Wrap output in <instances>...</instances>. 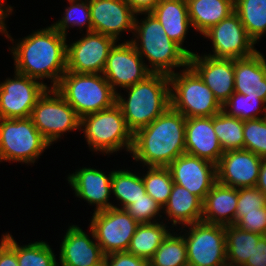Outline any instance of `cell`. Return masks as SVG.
Masks as SVG:
<instances>
[{
    "label": "cell",
    "instance_id": "cell-28",
    "mask_svg": "<svg viewBox=\"0 0 266 266\" xmlns=\"http://www.w3.org/2000/svg\"><path fill=\"white\" fill-rule=\"evenodd\" d=\"M263 235L247 232L236 225H225L226 261L228 266H243Z\"/></svg>",
    "mask_w": 266,
    "mask_h": 266
},
{
    "label": "cell",
    "instance_id": "cell-22",
    "mask_svg": "<svg viewBox=\"0 0 266 266\" xmlns=\"http://www.w3.org/2000/svg\"><path fill=\"white\" fill-rule=\"evenodd\" d=\"M77 225L68 228L61 243V266H97L104 262L105 254L100 245Z\"/></svg>",
    "mask_w": 266,
    "mask_h": 266
},
{
    "label": "cell",
    "instance_id": "cell-7",
    "mask_svg": "<svg viewBox=\"0 0 266 266\" xmlns=\"http://www.w3.org/2000/svg\"><path fill=\"white\" fill-rule=\"evenodd\" d=\"M80 130L84 132L89 147L94 151L109 154L125 147L127 152H131L133 133L128 129L116 103L110 108L80 118Z\"/></svg>",
    "mask_w": 266,
    "mask_h": 266
},
{
    "label": "cell",
    "instance_id": "cell-36",
    "mask_svg": "<svg viewBox=\"0 0 266 266\" xmlns=\"http://www.w3.org/2000/svg\"><path fill=\"white\" fill-rule=\"evenodd\" d=\"M226 107L228 109L230 107V109L228 110ZM222 110L227 115L241 120L263 118L264 116H258V114L259 112L264 113L266 111V102L258 97H251L250 95H242L234 92L222 105Z\"/></svg>",
    "mask_w": 266,
    "mask_h": 266
},
{
    "label": "cell",
    "instance_id": "cell-16",
    "mask_svg": "<svg viewBox=\"0 0 266 266\" xmlns=\"http://www.w3.org/2000/svg\"><path fill=\"white\" fill-rule=\"evenodd\" d=\"M168 168L175 184L186 188L202 200L217 182L214 163L187 153L177 157Z\"/></svg>",
    "mask_w": 266,
    "mask_h": 266
},
{
    "label": "cell",
    "instance_id": "cell-27",
    "mask_svg": "<svg viewBox=\"0 0 266 266\" xmlns=\"http://www.w3.org/2000/svg\"><path fill=\"white\" fill-rule=\"evenodd\" d=\"M191 27L204 34L234 12V0H186Z\"/></svg>",
    "mask_w": 266,
    "mask_h": 266
},
{
    "label": "cell",
    "instance_id": "cell-8",
    "mask_svg": "<svg viewBox=\"0 0 266 266\" xmlns=\"http://www.w3.org/2000/svg\"><path fill=\"white\" fill-rule=\"evenodd\" d=\"M49 146L30 117L0 118V162L35 163Z\"/></svg>",
    "mask_w": 266,
    "mask_h": 266
},
{
    "label": "cell",
    "instance_id": "cell-17",
    "mask_svg": "<svg viewBox=\"0 0 266 266\" xmlns=\"http://www.w3.org/2000/svg\"><path fill=\"white\" fill-rule=\"evenodd\" d=\"M262 160L245 149L226 151L216 164L217 182L237 189L256 187Z\"/></svg>",
    "mask_w": 266,
    "mask_h": 266
},
{
    "label": "cell",
    "instance_id": "cell-14",
    "mask_svg": "<svg viewBox=\"0 0 266 266\" xmlns=\"http://www.w3.org/2000/svg\"><path fill=\"white\" fill-rule=\"evenodd\" d=\"M116 42L110 36L87 32L80 40L67 45V71L102 74L109 52Z\"/></svg>",
    "mask_w": 266,
    "mask_h": 266
},
{
    "label": "cell",
    "instance_id": "cell-12",
    "mask_svg": "<svg viewBox=\"0 0 266 266\" xmlns=\"http://www.w3.org/2000/svg\"><path fill=\"white\" fill-rule=\"evenodd\" d=\"M13 79L0 84V118H28L40 96L47 90L46 83L39 82L15 71Z\"/></svg>",
    "mask_w": 266,
    "mask_h": 266
},
{
    "label": "cell",
    "instance_id": "cell-48",
    "mask_svg": "<svg viewBox=\"0 0 266 266\" xmlns=\"http://www.w3.org/2000/svg\"><path fill=\"white\" fill-rule=\"evenodd\" d=\"M264 117V120H265V122H266V111H265V113H264V115H263Z\"/></svg>",
    "mask_w": 266,
    "mask_h": 266
},
{
    "label": "cell",
    "instance_id": "cell-4",
    "mask_svg": "<svg viewBox=\"0 0 266 266\" xmlns=\"http://www.w3.org/2000/svg\"><path fill=\"white\" fill-rule=\"evenodd\" d=\"M141 23L135 16L133 32L136 39L130 42L139 55L146 57L150 62L149 70L152 73L173 74L174 67H187L189 55L173 40L169 38L158 19L152 13ZM139 23V24H138ZM140 39V40H139ZM136 41H140L139 44Z\"/></svg>",
    "mask_w": 266,
    "mask_h": 266
},
{
    "label": "cell",
    "instance_id": "cell-49",
    "mask_svg": "<svg viewBox=\"0 0 266 266\" xmlns=\"http://www.w3.org/2000/svg\"><path fill=\"white\" fill-rule=\"evenodd\" d=\"M97 266H105V264H104V262H103V263H101V264H99V265H97Z\"/></svg>",
    "mask_w": 266,
    "mask_h": 266
},
{
    "label": "cell",
    "instance_id": "cell-6",
    "mask_svg": "<svg viewBox=\"0 0 266 266\" xmlns=\"http://www.w3.org/2000/svg\"><path fill=\"white\" fill-rule=\"evenodd\" d=\"M169 82L170 107L186 118L211 117L222 110L213 92L189 65L181 73L170 74Z\"/></svg>",
    "mask_w": 266,
    "mask_h": 266
},
{
    "label": "cell",
    "instance_id": "cell-45",
    "mask_svg": "<svg viewBox=\"0 0 266 266\" xmlns=\"http://www.w3.org/2000/svg\"><path fill=\"white\" fill-rule=\"evenodd\" d=\"M136 13L145 14L151 12L160 0H124Z\"/></svg>",
    "mask_w": 266,
    "mask_h": 266
},
{
    "label": "cell",
    "instance_id": "cell-9",
    "mask_svg": "<svg viewBox=\"0 0 266 266\" xmlns=\"http://www.w3.org/2000/svg\"><path fill=\"white\" fill-rule=\"evenodd\" d=\"M30 118L50 145L65 132L80 130V117L55 88H47L40 96Z\"/></svg>",
    "mask_w": 266,
    "mask_h": 266
},
{
    "label": "cell",
    "instance_id": "cell-38",
    "mask_svg": "<svg viewBox=\"0 0 266 266\" xmlns=\"http://www.w3.org/2000/svg\"><path fill=\"white\" fill-rule=\"evenodd\" d=\"M243 149L266 159V122L264 118L244 120Z\"/></svg>",
    "mask_w": 266,
    "mask_h": 266
},
{
    "label": "cell",
    "instance_id": "cell-13",
    "mask_svg": "<svg viewBox=\"0 0 266 266\" xmlns=\"http://www.w3.org/2000/svg\"><path fill=\"white\" fill-rule=\"evenodd\" d=\"M212 40L213 58L239 59L252 56L256 44L247 34L241 19L234 11L215 26L206 31L203 36Z\"/></svg>",
    "mask_w": 266,
    "mask_h": 266
},
{
    "label": "cell",
    "instance_id": "cell-10",
    "mask_svg": "<svg viewBox=\"0 0 266 266\" xmlns=\"http://www.w3.org/2000/svg\"><path fill=\"white\" fill-rule=\"evenodd\" d=\"M186 226H190L183 235L188 266H228L224 225L200 221Z\"/></svg>",
    "mask_w": 266,
    "mask_h": 266
},
{
    "label": "cell",
    "instance_id": "cell-33",
    "mask_svg": "<svg viewBox=\"0 0 266 266\" xmlns=\"http://www.w3.org/2000/svg\"><path fill=\"white\" fill-rule=\"evenodd\" d=\"M244 120L227 115L223 110L213 116V129L224 152L243 149Z\"/></svg>",
    "mask_w": 266,
    "mask_h": 266
},
{
    "label": "cell",
    "instance_id": "cell-15",
    "mask_svg": "<svg viewBox=\"0 0 266 266\" xmlns=\"http://www.w3.org/2000/svg\"><path fill=\"white\" fill-rule=\"evenodd\" d=\"M152 72L130 41L114 45L102 72L112 89L130 87L144 80Z\"/></svg>",
    "mask_w": 266,
    "mask_h": 266
},
{
    "label": "cell",
    "instance_id": "cell-18",
    "mask_svg": "<svg viewBox=\"0 0 266 266\" xmlns=\"http://www.w3.org/2000/svg\"><path fill=\"white\" fill-rule=\"evenodd\" d=\"M213 92L222 106L234 93V59L199 56L193 53L188 64Z\"/></svg>",
    "mask_w": 266,
    "mask_h": 266
},
{
    "label": "cell",
    "instance_id": "cell-5",
    "mask_svg": "<svg viewBox=\"0 0 266 266\" xmlns=\"http://www.w3.org/2000/svg\"><path fill=\"white\" fill-rule=\"evenodd\" d=\"M55 89L80 118L110 108L116 103V92L103 74L66 71Z\"/></svg>",
    "mask_w": 266,
    "mask_h": 266
},
{
    "label": "cell",
    "instance_id": "cell-39",
    "mask_svg": "<svg viewBox=\"0 0 266 266\" xmlns=\"http://www.w3.org/2000/svg\"><path fill=\"white\" fill-rule=\"evenodd\" d=\"M265 206L266 196L257 187L238 188L235 222L243 216V213L259 212V208Z\"/></svg>",
    "mask_w": 266,
    "mask_h": 266
},
{
    "label": "cell",
    "instance_id": "cell-20",
    "mask_svg": "<svg viewBox=\"0 0 266 266\" xmlns=\"http://www.w3.org/2000/svg\"><path fill=\"white\" fill-rule=\"evenodd\" d=\"M185 153L218 163L224 151L213 129V116L186 118Z\"/></svg>",
    "mask_w": 266,
    "mask_h": 266
},
{
    "label": "cell",
    "instance_id": "cell-37",
    "mask_svg": "<svg viewBox=\"0 0 266 266\" xmlns=\"http://www.w3.org/2000/svg\"><path fill=\"white\" fill-rule=\"evenodd\" d=\"M69 7L65 9V14L61 20L52 24V26L61 34L67 35V29L69 26H83L87 25V31H92L91 11L89 6V0H67ZM81 2V3H80ZM80 15V16H79Z\"/></svg>",
    "mask_w": 266,
    "mask_h": 266
},
{
    "label": "cell",
    "instance_id": "cell-23",
    "mask_svg": "<svg viewBox=\"0 0 266 266\" xmlns=\"http://www.w3.org/2000/svg\"><path fill=\"white\" fill-rule=\"evenodd\" d=\"M234 92L266 102V59L259 51L234 59Z\"/></svg>",
    "mask_w": 266,
    "mask_h": 266
},
{
    "label": "cell",
    "instance_id": "cell-21",
    "mask_svg": "<svg viewBox=\"0 0 266 266\" xmlns=\"http://www.w3.org/2000/svg\"><path fill=\"white\" fill-rule=\"evenodd\" d=\"M112 174L113 171L107 176L100 170L84 167L69 175L67 179L75 191V195L89 204H96L94 212H97L116 207L108 202L112 193Z\"/></svg>",
    "mask_w": 266,
    "mask_h": 266
},
{
    "label": "cell",
    "instance_id": "cell-11",
    "mask_svg": "<svg viewBox=\"0 0 266 266\" xmlns=\"http://www.w3.org/2000/svg\"><path fill=\"white\" fill-rule=\"evenodd\" d=\"M138 224L126 210L112 207L93 213L90 231L107 255L127 251Z\"/></svg>",
    "mask_w": 266,
    "mask_h": 266
},
{
    "label": "cell",
    "instance_id": "cell-25",
    "mask_svg": "<svg viewBox=\"0 0 266 266\" xmlns=\"http://www.w3.org/2000/svg\"><path fill=\"white\" fill-rule=\"evenodd\" d=\"M150 13L158 19L171 40L189 56L193 54L182 47L187 30L191 26L186 0H160Z\"/></svg>",
    "mask_w": 266,
    "mask_h": 266
},
{
    "label": "cell",
    "instance_id": "cell-35",
    "mask_svg": "<svg viewBox=\"0 0 266 266\" xmlns=\"http://www.w3.org/2000/svg\"><path fill=\"white\" fill-rule=\"evenodd\" d=\"M142 177L146 193L163 209L167 204L173 187V179L168 167H148Z\"/></svg>",
    "mask_w": 266,
    "mask_h": 266
},
{
    "label": "cell",
    "instance_id": "cell-29",
    "mask_svg": "<svg viewBox=\"0 0 266 266\" xmlns=\"http://www.w3.org/2000/svg\"><path fill=\"white\" fill-rule=\"evenodd\" d=\"M165 225L163 222L138 224L127 251L149 261L170 233Z\"/></svg>",
    "mask_w": 266,
    "mask_h": 266
},
{
    "label": "cell",
    "instance_id": "cell-42",
    "mask_svg": "<svg viewBox=\"0 0 266 266\" xmlns=\"http://www.w3.org/2000/svg\"><path fill=\"white\" fill-rule=\"evenodd\" d=\"M104 264L105 266H149V261L128 251H122L105 255Z\"/></svg>",
    "mask_w": 266,
    "mask_h": 266
},
{
    "label": "cell",
    "instance_id": "cell-3",
    "mask_svg": "<svg viewBox=\"0 0 266 266\" xmlns=\"http://www.w3.org/2000/svg\"><path fill=\"white\" fill-rule=\"evenodd\" d=\"M125 89L129 91L127 100L116 92V104L133 134L148 126L170 107V82L167 74L151 73L144 80Z\"/></svg>",
    "mask_w": 266,
    "mask_h": 266
},
{
    "label": "cell",
    "instance_id": "cell-2",
    "mask_svg": "<svg viewBox=\"0 0 266 266\" xmlns=\"http://www.w3.org/2000/svg\"><path fill=\"white\" fill-rule=\"evenodd\" d=\"M186 117L171 107L133 134V159L148 167H168L185 153Z\"/></svg>",
    "mask_w": 266,
    "mask_h": 266
},
{
    "label": "cell",
    "instance_id": "cell-47",
    "mask_svg": "<svg viewBox=\"0 0 266 266\" xmlns=\"http://www.w3.org/2000/svg\"><path fill=\"white\" fill-rule=\"evenodd\" d=\"M256 187L266 196V159H263L261 162L259 178Z\"/></svg>",
    "mask_w": 266,
    "mask_h": 266
},
{
    "label": "cell",
    "instance_id": "cell-31",
    "mask_svg": "<svg viewBox=\"0 0 266 266\" xmlns=\"http://www.w3.org/2000/svg\"><path fill=\"white\" fill-rule=\"evenodd\" d=\"M6 243L16 252L18 266H59L56 255L44 241L20 246L13 236L6 233Z\"/></svg>",
    "mask_w": 266,
    "mask_h": 266
},
{
    "label": "cell",
    "instance_id": "cell-32",
    "mask_svg": "<svg viewBox=\"0 0 266 266\" xmlns=\"http://www.w3.org/2000/svg\"><path fill=\"white\" fill-rule=\"evenodd\" d=\"M111 190L122 204L120 209L124 210L146 194L142 177L128 170L113 171Z\"/></svg>",
    "mask_w": 266,
    "mask_h": 266
},
{
    "label": "cell",
    "instance_id": "cell-19",
    "mask_svg": "<svg viewBox=\"0 0 266 266\" xmlns=\"http://www.w3.org/2000/svg\"><path fill=\"white\" fill-rule=\"evenodd\" d=\"M92 31L116 41L120 32L134 30L135 12L124 0H89Z\"/></svg>",
    "mask_w": 266,
    "mask_h": 266
},
{
    "label": "cell",
    "instance_id": "cell-24",
    "mask_svg": "<svg viewBox=\"0 0 266 266\" xmlns=\"http://www.w3.org/2000/svg\"><path fill=\"white\" fill-rule=\"evenodd\" d=\"M238 189L216 182L203 200V222L219 225L235 224Z\"/></svg>",
    "mask_w": 266,
    "mask_h": 266
},
{
    "label": "cell",
    "instance_id": "cell-41",
    "mask_svg": "<svg viewBox=\"0 0 266 266\" xmlns=\"http://www.w3.org/2000/svg\"><path fill=\"white\" fill-rule=\"evenodd\" d=\"M234 225L247 232L266 235V206L259 208V212L243 213Z\"/></svg>",
    "mask_w": 266,
    "mask_h": 266
},
{
    "label": "cell",
    "instance_id": "cell-26",
    "mask_svg": "<svg viewBox=\"0 0 266 266\" xmlns=\"http://www.w3.org/2000/svg\"><path fill=\"white\" fill-rule=\"evenodd\" d=\"M164 209L173 226L183 224L185 227L202 220L203 200L174 183Z\"/></svg>",
    "mask_w": 266,
    "mask_h": 266
},
{
    "label": "cell",
    "instance_id": "cell-46",
    "mask_svg": "<svg viewBox=\"0 0 266 266\" xmlns=\"http://www.w3.org/2000/svg\"><path fill=\"white\" fill-rule=\"evenodd\" d=\"M1 1H4V0H0V32H2L3 34H5L6 38H9L11 39L12 37L9 36L8 34V31H6V24H5V18L10 14L12 13V7L11 6H8L9 8L7 7H3V3L4 2H1ZM3 7V8H2ZM6 8V9H5ZM9 12V13H8Z\"/></svg>",
    "mask_w": 266,
    "mask_h": 266
},
{
    "label": "cell",
    "instance_id": "cell-34",
    "mask_svg": "<svg viewBox=\"0 0 266 266\" xmlns=\"http://www.w3.org/2000/svg\"><path fill=\"white\" fill-rule=\"evenodd\" d=\"M149 266H188L183 235L169 233L149 260Z\"/></svg>",
    "mask_w": 266,
    "mask_h": 266
},
{
    "label": "cell",
    "instance_id": "cell-40",
    "mask_svg": "<svg viewBox=\"0 0 266 266\" xmlns=\"http://www.w3.org/2000/svg\"><path fill=\"white\" fill-rule=\"evenodd\" d=\"M161 206L147 193L129 205L125 210L139 223H153L156 215L161 211ZM153 218V219H152ZM153 220V221H151Z\"/></svg>",
    "mask_w": 266,
    "mask_h": 266
},
{
    "label": "cell",
    "instance_id": "cell-30",
    "mask_svg": "<svg viewBox=\"0 0 266 266\" xmlns=\"http://www.w3.org/2000/svg\"><path fill=\"white\" fill-rule=\"evenodd\" d=\"M234 11L255 42L266 33V0H234Z\"/></svg>",
    "mask_w": 266,
    "mask_h": 266
},
{
    "label": "cell",
    "instance_id": "cell-44",
    "mask_svg": "<svg viewBox=\"0 0 266 266\" xmlns=\"http://www.w3.org/2000/svg\"><path fill=\"white\" fill-rule=\"evenodd\" d=\"M0 242V266H18L16 252L6 243V235Z\"/></svg>",
    "mask_w": 266,
    "mask_h": 266
},
{
    "label": "cell",
    "instance_id": "cell-43",
    "mask_svg": "<svg viewBox=\"0 0 266 266\" xmlns=\"http://www.w3.org/2000/svg\"><path fill=\"white\" fill-rule=\"evenodd\" d=\"M243 266H266V235H263Z\"/></svg>",
    "mask_w": 266,
    "mask_h": 266
},
{
    "label": "cell",
    "instance_id": "cell-1",
    "mask_svg": "<svg viewBox=\"0 0 266 266\" xmlns=\"http://www.w3.org/2000/svg\"><path fill=\"white\" fill-rule=\"evenodd\" d=\"M66 37L52 25L24 37L10 49L15 71L35 80L49 78L56 88L67 71Z\"/></svg>",
    "mask_w": 266,
    "mask_h": 266
}]
</instances>
